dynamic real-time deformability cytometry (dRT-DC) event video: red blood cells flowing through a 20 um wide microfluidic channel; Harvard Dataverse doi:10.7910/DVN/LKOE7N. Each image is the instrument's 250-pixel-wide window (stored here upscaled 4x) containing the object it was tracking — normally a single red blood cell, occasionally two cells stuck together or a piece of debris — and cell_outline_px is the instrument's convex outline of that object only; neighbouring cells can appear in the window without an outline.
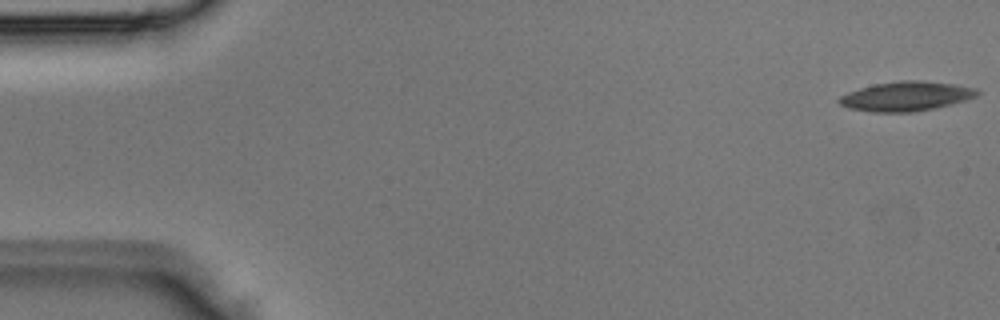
{"species": "Egyptian fruit bat (a non-hibernating species)", "species_latin": "Rousettus aegyptiacus", "temperature_condition": "room temperature", "stored_images_in_passage": 5, "camera_frame_rate_fps": 3000, "um_per_image_px": 0.085, "animal": {"sex": "male"}, "frame": {"image": 1, "passage_image": 1, "time_ms": 0.0, "image_size_px": [1000, 320], "cell_outline_px": [[980, 92], [976, 96], [964, 100], [932, 108], [912, 112], [872, 112], [848, 108], [840, 104], [836, 100], [840, 96], [848, 92], [860, 88], [876, 84], [900, 80], [920, 80], [956, 84], [976, 88]], "centroid_in_image_um": [76.99, 8.17], "position_along_channel_um": 8.0, "area_um2": 23.52}}
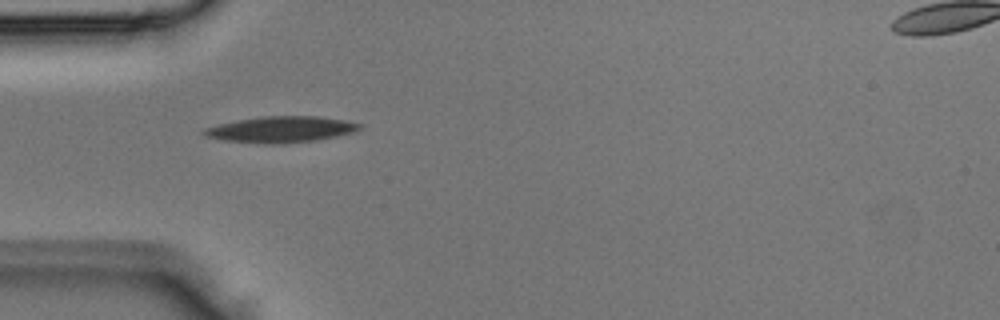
{"frame": {"image": 2, "passage_image": 4, "time_ms": 1.0, "image_size_px": [1000, 320], "cell_outline_px": [[364, 128], [352, 132], [336, 136], [316, 140], [272, 144], [264, 144], [220, 140], [204, 136], [200, 132], [204, 128], [236, 120], [260, 116], [316, 116], [344, 120], [364, 124]], "centroid_in_image_um": [23.85, 11.0], "position_along_channel_um": 61.1, "area_um2": 23.81}}
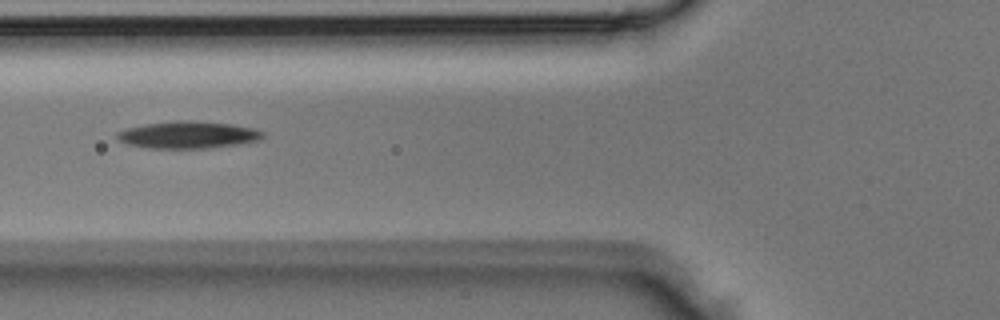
{"frame": {"image": 3, "passage_image": 5, "time_ms": 1.333, "image_size_px": [1000, 320], "cell_outline_px": [[264, 136], [260, 140], [240, 144], [208, 148], [148, 148], [128, 144], [120, 140], [116, 136], [116, 132], [128, 128], [144, 124], [176, 120], [188, 120], [232, 124], [256, 128], [264, 132]], "centroid_in_image_um": [16.03, 11.46], "position_along_channel_um": 109.8, "area_um2": 23.12}}